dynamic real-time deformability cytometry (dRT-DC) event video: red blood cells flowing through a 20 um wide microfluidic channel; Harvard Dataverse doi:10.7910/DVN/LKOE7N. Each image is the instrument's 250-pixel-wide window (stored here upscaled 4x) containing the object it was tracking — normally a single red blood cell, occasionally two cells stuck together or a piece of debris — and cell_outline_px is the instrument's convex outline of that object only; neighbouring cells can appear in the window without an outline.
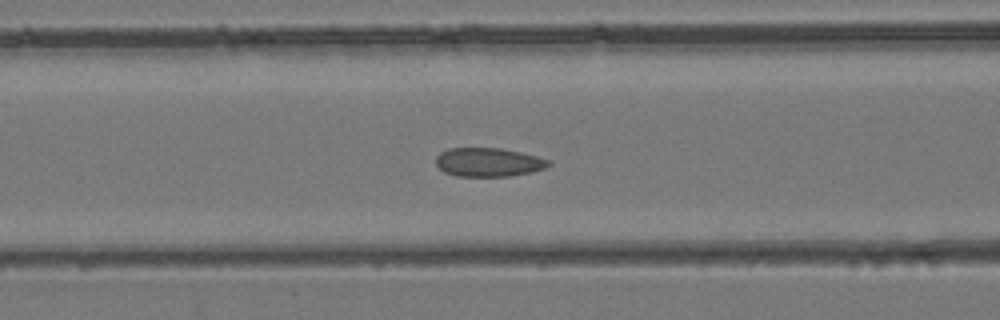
{"species": "common noctule bat (a hibernating species)", "species_latin": "Nyctalus noctula", "temperature_condition": "room temperature", "stored_images_in_passage": 35, "camera_frame_rate_fps": 3000, "um_per_image_px": 0.085, "animal": {"sex": "female", "body_mass_g": 24.6, "forearm_length_mm": 56.2}, "frame": {"image": 1, "passage_image": 12, "time_ms": 3.667, "image_size_px": [1000, 320], "cell_outline_px": [[552, 164], [544, 168], [532, 172], [508, 176], [456, 176], [444, 172], [436, 164], [436, 156], [440, 152], [448, 148], [500, 148], [520, 152], [536, 156], [548, 160]], "centroid_in_image_um": [41.49, 13.78], "position_along_channel_um": 125.1, "area_um2": 18.84}}
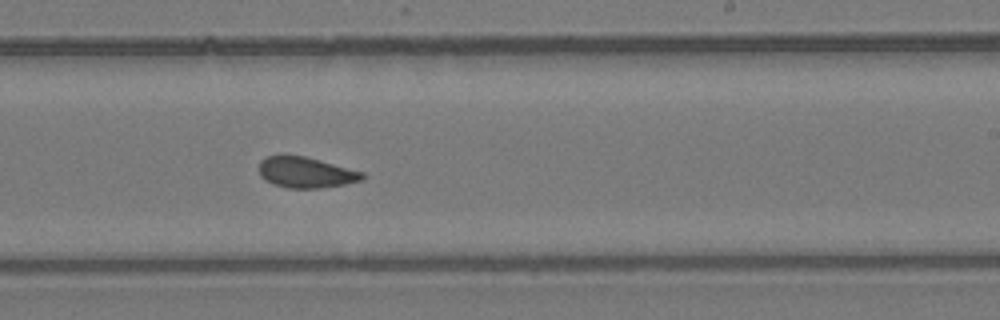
{"frame": {"image": 2, "passage_image": 21, "time_ms": 6.667, "image_size_px": [1000, 320], "cell_outline_px": [[368, 176], [364, 180], [344, 184], [320, 188], [288, 188], [264, 180], [260, 176], [260, 160], [268, 156], [304, 156], [364, 172]], "centroid_in_image_um": [26.05, 14.67], "position_along_channel_um": 263.0, "area_um2": 18.38}}
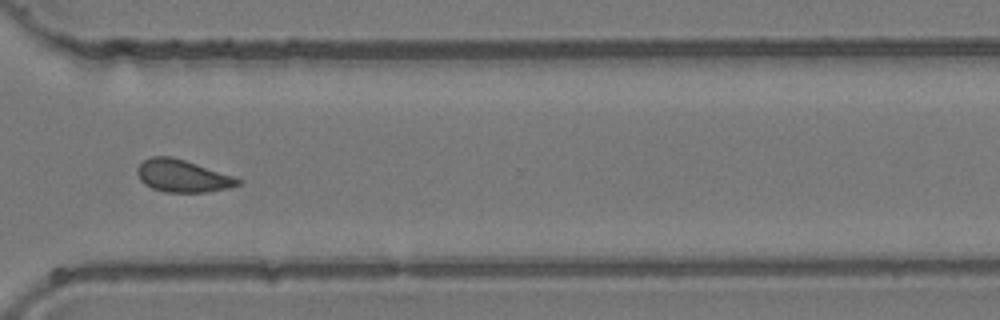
{"frame": {"image": 3, "passage_image": 27, "time_ms": 8.667, "image_size_px": [1000, 320], "cell_outline_px": [[244, 180], [240, 184], [228, 188], [204, 192], [164, 192], [152, 188], [144, 184], [140, 180], [136, 172], [136, 168], [144, 160], [152, 156], [172, 156], [236, 176]], "centroid_in_image_um": [15.53, 14.95], "position_along_channel_um": 355.1, "area_um2": 19.19}}